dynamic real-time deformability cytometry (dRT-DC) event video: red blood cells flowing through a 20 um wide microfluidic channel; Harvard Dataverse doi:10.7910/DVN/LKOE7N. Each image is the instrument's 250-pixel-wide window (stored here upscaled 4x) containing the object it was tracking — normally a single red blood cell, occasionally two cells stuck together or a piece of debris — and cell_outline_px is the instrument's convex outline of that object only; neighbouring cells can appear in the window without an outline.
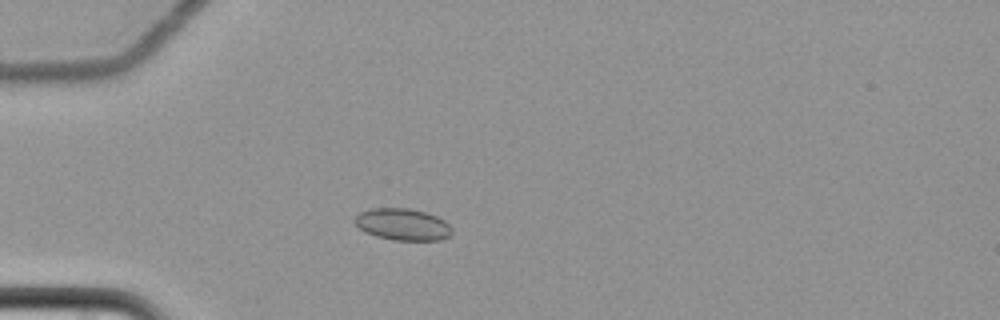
{"species": "common noctule bat (a hibernating species)", "species_latin": "Nyctalus noctula", "temperature_condition": "cold", "stored_images_in_passage": 59, "camera_frame_rate_fps": 3000, "um_per_image_px": 0.085, "animal": {"sex": "female", "body_mass_g": 22.7, "forearm_length_mm": 54.2}, "frame": {"image": 1, "passage_image": 16, "time_ms": 5.0, "image_size_px": [1000, 320], "cell_outline_px": [[452, 232], [448, 236], [440, 240], [392, 240], [376, 236], [364, 232], [352, 220], [360, 212], [372, 208], [408, 208], [424, 212], [436, 216], [444, 220], [452, 228]], "centroid_in_image_um": [34.2, 19.07], "position_along_channel_um": 50.8, "area_um2": 17.98}}
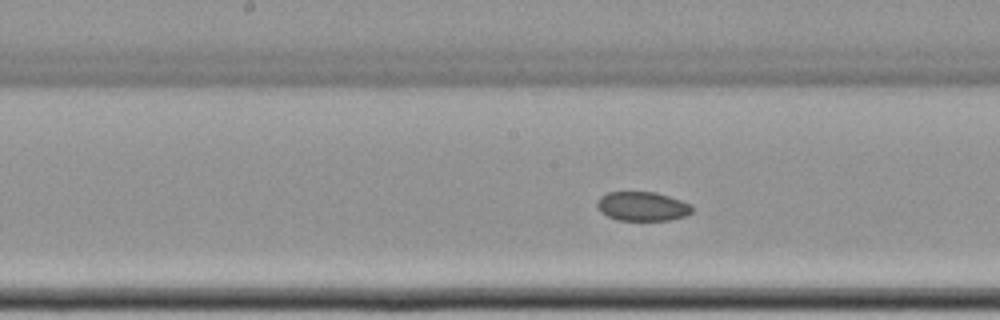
{"frame": {"image": 2, "passage_image": 30, "time_ms": 9.667, "image_size_px": [1000, 320], "cell_outline_px": [[692, 212], [684, 216], [668, 220], [616, 220], [600, 212], [596, 204], [600, 196], [608, 192], [656, 192], [692, 204]], "centroid_in_image_um": [54.58, 17.53], "position_along_channel_um": 193.6, "area_um2": 16.13}}
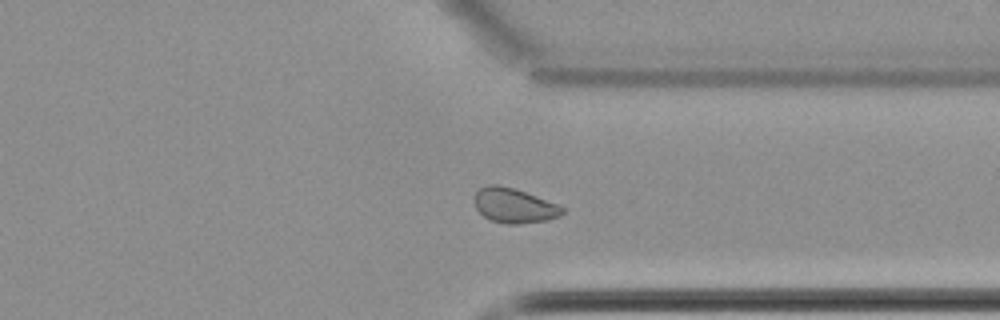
{"frame": {"image": 3, "passage_image": 45, "time_ms": 14.667, "image_size_px": [1000, 320], "cell_outline_px": [[564, 212], [560, 216], [544, 220], [516, 224], [508, 224], [492, 220], [484, 216], [476, 208], [476, 192], [480, 188], [488, 184], [496, 184], [512, 188], [536, 196], [556, 204], [564, 208]], "centroid_in_image_um": [43.69, 17.47], "position_along_channel_um": 367.7, "area_um2": 17.28}, "authors_computed_cell_mechanics": {"area_um2": 17.918, "velocity_mm_per_s": 3.4702, "shape_relaxation_time_tau1_ms": null, "shape_relaxation_time_tau2_ms": 3.9935, "deformation_change_tau1": null, "deformation_change_tau2": 0.0507}}